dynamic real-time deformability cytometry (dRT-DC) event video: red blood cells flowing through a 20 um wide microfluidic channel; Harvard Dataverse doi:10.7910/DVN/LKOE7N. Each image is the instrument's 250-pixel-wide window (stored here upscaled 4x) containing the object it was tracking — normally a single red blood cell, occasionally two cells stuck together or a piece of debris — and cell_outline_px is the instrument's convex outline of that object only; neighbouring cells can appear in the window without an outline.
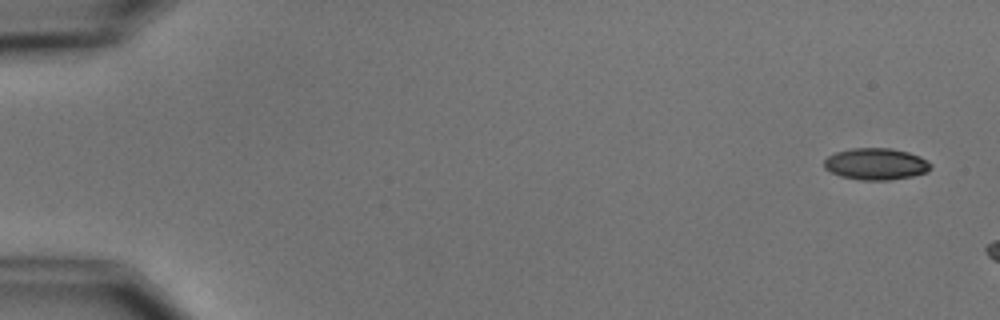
{"species": "common noctule bat (a hibernating species)", "species_latin": "Nyctalus noctula", "temperature_condition": "cold", "stored_images_in_passage": 3, "camera_frame_rate_fps": 3000, "um_per_image_px": 0.085, "animal": {"sex": "male", "body_mass_g": 15.6}, "frame": {"image": 1, "passage_image": 1, "time_ms": 0.0, "image_size_px": [1000, 320], "cell_outline_px": [[932, 168], [928, 172], [912, 176], [888, 180], [860, 180], [840, 176], [824, 168], [824, 160], [828, 156], [836, 152], [852, 148], [892, 148], [908, 152], [920, 156], [928, 160], [932, 164]], "centroid_in_image_um": [74.48, 13.94], "position_along_channel_um": 10.5, "area_um2": 19.83}}